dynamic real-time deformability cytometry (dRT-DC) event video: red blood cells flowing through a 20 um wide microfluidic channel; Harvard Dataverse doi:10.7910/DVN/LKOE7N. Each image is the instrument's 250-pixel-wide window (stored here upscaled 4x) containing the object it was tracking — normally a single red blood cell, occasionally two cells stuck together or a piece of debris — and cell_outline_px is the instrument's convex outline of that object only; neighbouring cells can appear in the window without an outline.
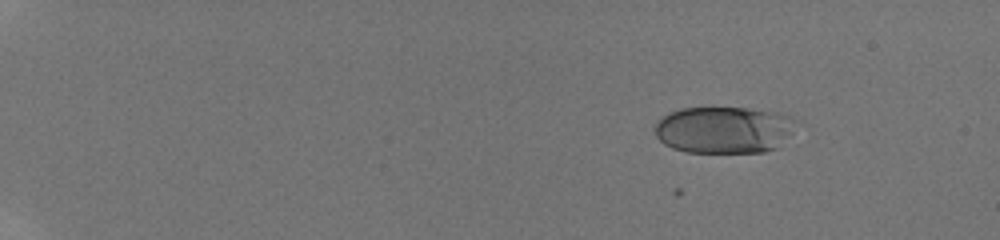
{"species": "human", "species_latin": "Homo sapiens", "temperature_condition": "room temperature", "stored_images_in_passage": 10, "camera_frame_rate_fps": 3000, "um_per_image_px": 0.085, "donor": {"sex": "male"}, "frame": {"image": 1, "passage_image": 4, "time_ms": 2.333, "image_size_px": [1000, 240], "cell_outline_px": [[804, 124], [776, 148], [764, 152], [684, 152], [672, 148], [664, 144], [656, 136], [656, 120], [668, 112], [680, 108], [748, 108], [784, 112]], "centroid_in_image_um": [61.64, 11.02], "position_along_channel_um": 23.4, "area_um2": 39.59}}
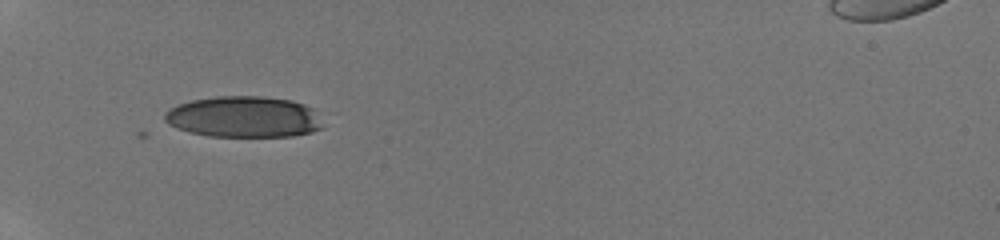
{"frame": {"image": 2, "passage_image": 9, "time_ms": 6.667, "image_size_px": [1000, 240], "cell_outline_px": [[324, 128], [312, 132], [292, 136], [208, 136], [188, 132], [176, 128], [168, 124], [164, 120], [164, 112], [180, 104], [192, 100], [216, 96], [264, 96], [292, 100], [316, 108], [324, 124]], "centroid_in_image_um": [20.79, 9.93], "position_along_channel_um": 64.2, "area_um2": 38.44}}